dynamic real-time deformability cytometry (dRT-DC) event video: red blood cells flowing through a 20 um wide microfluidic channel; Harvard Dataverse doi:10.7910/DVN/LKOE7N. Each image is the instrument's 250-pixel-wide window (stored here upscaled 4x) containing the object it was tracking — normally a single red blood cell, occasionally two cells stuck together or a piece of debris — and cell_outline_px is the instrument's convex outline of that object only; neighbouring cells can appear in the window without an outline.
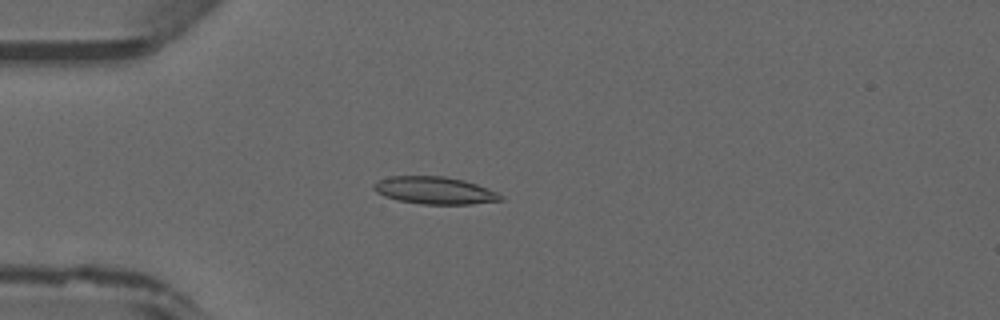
{"species": "common noctule bat (a hibernating species)", "species_latin": "Nyctalus noctula", "temperature_condition": "warm", "stored_images_in_passage": 47, "camera_frame_rate_fps": 3000, "um_per_image_px": 0.085, "animal": {"sex": "male", "forearm_length_mm": 52.5}, "frame": {"image": 1, "passage_image": 13, "time_ms": 4.0, "image_size_px": [1000, 320], "cell_outline_px": [[504, 200], [472, 204], [420, 204], [396, 200], [384, 196], [376, 192], [372, 188], [372, 184], [376, 180], [388, 176], [444, 176], [464, 180], [476, 184], [496, 192], [504, 196]], "centroid_in_image_um": [36.9, 16.18], "position_along_channel_um": 48.1, "area_um2": 20.46}}
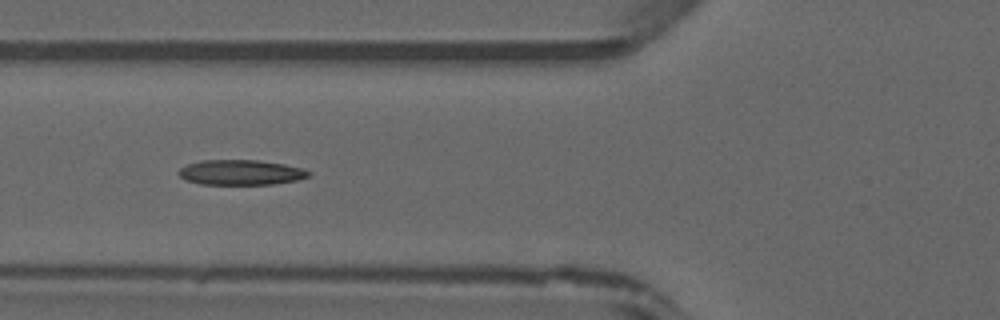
{"frame": {"image": 2, "passage_image": 18, "time_ms": 5.667, "image_size_px": [1000, 320], "cell_outline_px": [[312, 172], [308, 176], [300, 180], [272, 184], [200, 184], [184, 180], [176, 172], [180, 168], [188, 164], [204, 160], [256, 160], [284, 164], [300, 168]], "centroid_in_image_um": [20.45, 14.66], "position_along_channel_um": 105.4, "area_um2": 19.02}}
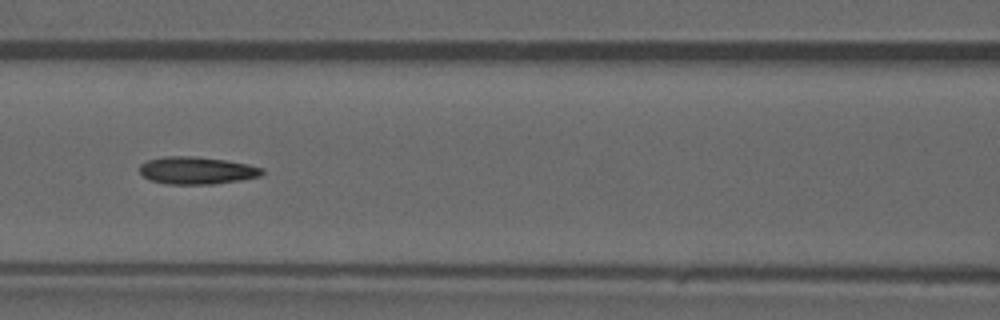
{"frame": {"image": 3, "passage_image": 21, "time_ms": 6.667, "image_size_px": [1000, 320], "cell_outline_px": [[264, 172], [260, 176], [240, 180], [212, 184], [168, 184], [152, 180], [144, 176], [140, 172], [140, 164], [148, 160], [164, 156], [196, 156], [224, 160], [248, 164], [264, 168]], "centroid_in_image_um": [16.74, 14.48], "position_along_channel_um": 149.9, "area_um2": 19.48}}